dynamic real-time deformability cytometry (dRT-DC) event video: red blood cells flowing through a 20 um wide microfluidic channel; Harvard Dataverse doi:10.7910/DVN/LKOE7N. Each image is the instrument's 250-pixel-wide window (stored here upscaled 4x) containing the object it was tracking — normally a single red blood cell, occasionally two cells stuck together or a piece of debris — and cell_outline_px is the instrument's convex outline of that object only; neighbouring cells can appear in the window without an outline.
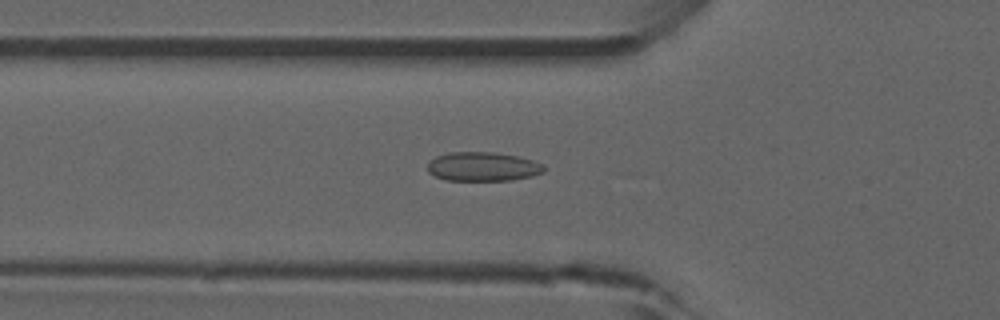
{"species": "common noctule bat (a hibernating species)", "species_latin": "Nyctalus noctula", "temperature_condition": "room temperature", "stored_images_in_passage": 46, "camera_frame_rate_fps": 3000, "um_per_image_px": 0.085, "animal": {"sex": "male", "forearm_length_mm": 52.5}, "frame": {"image": 1, "passage_image": 17, "time_ms": 5.333, "image_size_px": [1000, 320], "cell_outline_px": [[548, 168], [544, 172], [532, 176], [512, 180], [444, 180], [428, 172], [428, 160], [436, 156], [448, 152], [492, 152], [520, 156], [532, 160]], "centroid_in_image_um": [41.04, 14.15], "position_along_channel_um": 84.8, "area_um2": 19.88}, "authors_computed_cell_mechanics": {"area_um2": 18.7561, "velocity_mm_per_s": 3.8779, "shape_relaxation_time_tau1_ms": null, "shape_relaxation_time_tau2_ms": 1.173, "deformation_change_tau1": null, "deformation_change_tau2": 0.057}}